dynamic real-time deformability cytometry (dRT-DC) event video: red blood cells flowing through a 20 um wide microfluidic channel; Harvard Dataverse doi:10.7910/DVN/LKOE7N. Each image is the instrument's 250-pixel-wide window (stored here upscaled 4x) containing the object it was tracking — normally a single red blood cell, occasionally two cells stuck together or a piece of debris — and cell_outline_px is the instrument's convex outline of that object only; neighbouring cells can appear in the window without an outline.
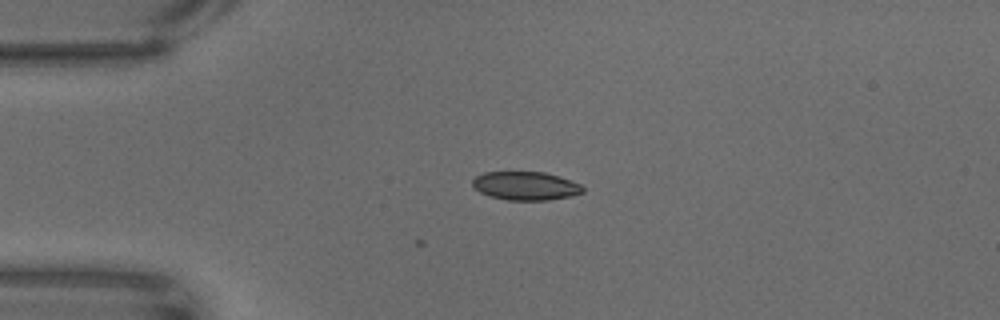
{"species": "common noctule bat (a hibernating species)", "species_latin": "Nyctalus noctula", "temperature_condition": "warm", "stored_images_in_passage": 2, "camera_frame_rate_fps": 3000, "um_per_image_px": 0.085, "animal": {"sex": "male", "body_mass_g": 18.8}, "frame": {"image": 1, "passage_image": 2, "time_ms": 0.333, "image_size_px": [1000, 320], "cell_outline_px": [[584, 192], [572, 196], [548, 200], [508, 200], [488, 196], [472, 188], [472, 180], [476, 176], [484, 172], [544, 172], [560, 176], [580, 184], [584, 188]], "centroid_in_image_um": [44.66, 15.8], "position_along_channel_um": 40.3, "area_um2": 18.5}}